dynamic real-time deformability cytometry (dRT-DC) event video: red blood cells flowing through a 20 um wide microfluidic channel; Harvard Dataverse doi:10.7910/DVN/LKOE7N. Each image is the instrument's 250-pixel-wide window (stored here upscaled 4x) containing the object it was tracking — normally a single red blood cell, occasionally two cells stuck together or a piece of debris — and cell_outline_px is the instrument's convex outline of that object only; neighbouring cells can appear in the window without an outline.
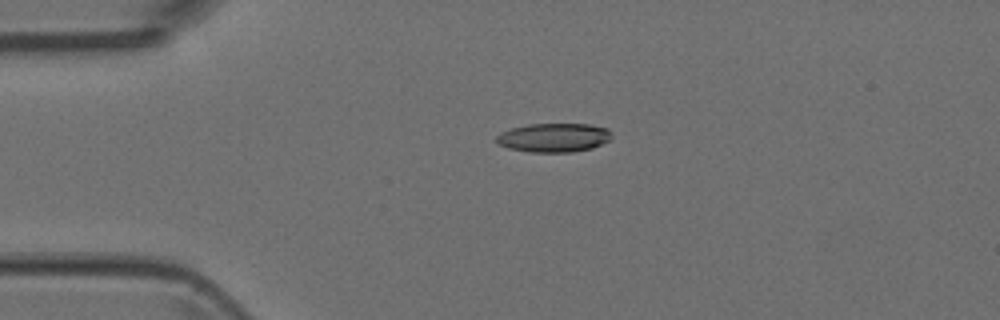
{"species": "Egyptian fruit bat (a non-hibernating species)", "species_latin": "Rousettus aegyptiacus", "temperature_condition": "room temperature", "stored_images_in_passage": 5, "camera_frame_rate_fps": 3000, "um_per_image_px": 0.085, "animal": {"sex": "female"}, "frame": {"image": 1, "passage_image": 4, "time_ms": 1.0, "image_size_px": [1000, 320], "cell_outline_px": [[612, 140], [592, 148], [572, 152], [528, 152], [508, 148], [500, 144], [496, 140], [496, 136], [512, 128], [528, 124], [588, 124], [608, 128], [612, 132]], "centroid_in_image_um": [47.14, 11.7], "position_along_channel_um": 37.9, "area_um2": 19.48}}